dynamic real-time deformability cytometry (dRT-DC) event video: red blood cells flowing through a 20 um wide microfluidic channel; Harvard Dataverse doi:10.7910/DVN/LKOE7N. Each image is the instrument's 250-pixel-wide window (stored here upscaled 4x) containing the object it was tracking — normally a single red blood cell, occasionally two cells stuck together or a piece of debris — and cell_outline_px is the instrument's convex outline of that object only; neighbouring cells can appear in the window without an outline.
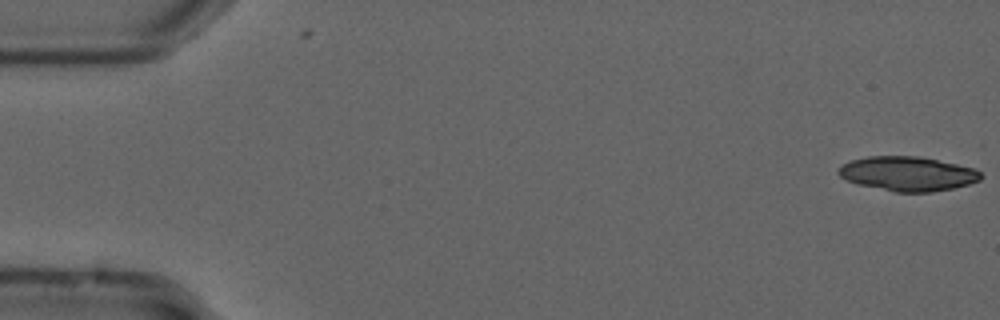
{"species": "common noctule bat (a hibernating species)", "species_latin": "Nyctalus noctula", "temperature_condition": "cold", "stored_images_in_passage": 54, "segment_of_instrument_passage": [1, 2], "camera_frame_rate_fps": 3000, "um_per_image_px": 0.085, "animal": {"sex": "male", "forearm_length_mm": 52.5}, "frame": {"image": 1, "passage_image": 1, "time_ms": 0.0, "image_size_px": [1000, 320], "cell_outline_px": [[984, 176], [980, 180], [968, 184], [952, 188], [932, 192], [896, 192], [856, 184], [840, 176], [836, 172], [840, 164], [852, 160], [868, 156], [920, 156], [976, 168]], "centroid_in_image_um": [77.15, 14.76], "position_along_channel_um": 7.9, "area_um2": 28.73}}